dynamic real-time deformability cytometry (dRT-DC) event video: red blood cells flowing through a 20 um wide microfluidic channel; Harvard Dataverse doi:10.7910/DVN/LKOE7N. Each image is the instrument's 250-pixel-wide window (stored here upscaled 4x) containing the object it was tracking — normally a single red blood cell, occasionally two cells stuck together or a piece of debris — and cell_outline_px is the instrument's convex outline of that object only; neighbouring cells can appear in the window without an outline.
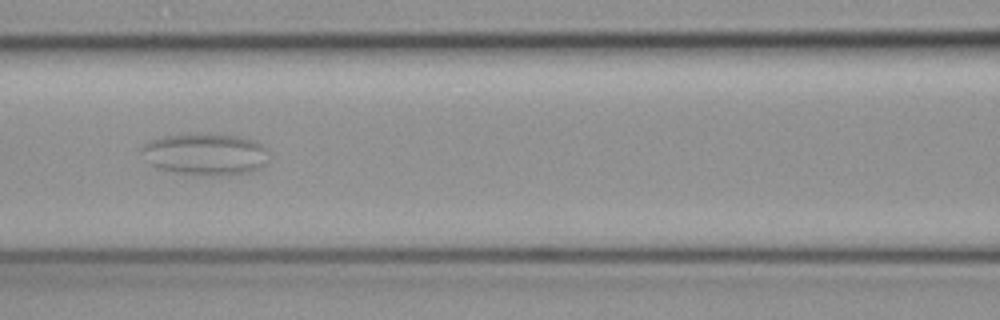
{"species": "common noctule bat (a hibernating species)", "species_latin": "Nyctalus noctula", "temperature_condition": "cold", "stored_images_in_passage": 74, "camera_frame_rate_fps": 3000, "um_per_image_px": 0.085, "animal": {"sex": "female", "body_mass_g": 19.3, "forearm_length_mm": 54.1}, "frame": {"image": 1, "passage_image": 35, "time_ms": 11.333, "image_size_px": [1000, 320], "cell_outline_px": [[268, 160], [260, 168], [248, 172], [220, 176], [200, 176], [176, 172], [156, 168], [152, 164], [144, 148], [144, 144], [152, 140], [164, 136], [240, 136], [252, 140], [260, 144], [264, 148]], "centroid_in_image_um": [17.52, 13.16], "position_along_channel_um": 149.1, "area_um2": 29.71}}
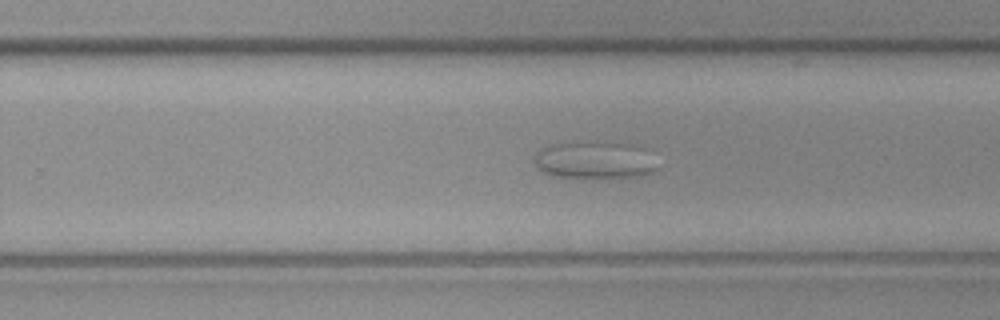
{"frame": {"image": 2, "passage_image": 48, "time_ms": 15.667, "image_size_px": [1000, 320], "cell_outline_px": [[656, 168], [652, 172], [644, 176], [588, 180], [552, 176], [536, 168], [532, 160], [536, 152], [552, 144], [632, 144], [644, 148]], "centroid_in_image_um": [50.48, 13.7], "position_along_channel_um": 279.3, "area_um2": 26.7}}
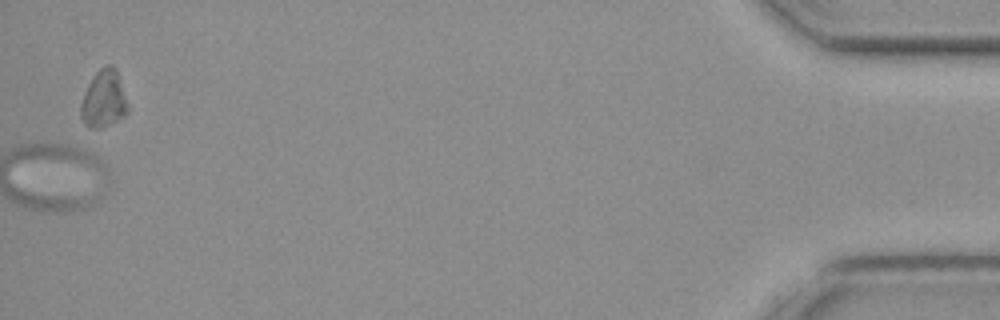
{"frame": {"image": 3, "passage_image": 74, "time_ms": 24.333, "image_size_px": [1000, 320], "cell_outline_px": [[128, 112], [124, 116], [100, 128], [88, 128], [84, 124], [80, 116], [80, 104], [84, 92], [92, 76], [104, 64], [112, 64], [116, 68], [128, 104]], "centroid_in_image_um": [8.8, 8.39], "position_along_channel_um": 426.4, "area_um2": 15.84}}